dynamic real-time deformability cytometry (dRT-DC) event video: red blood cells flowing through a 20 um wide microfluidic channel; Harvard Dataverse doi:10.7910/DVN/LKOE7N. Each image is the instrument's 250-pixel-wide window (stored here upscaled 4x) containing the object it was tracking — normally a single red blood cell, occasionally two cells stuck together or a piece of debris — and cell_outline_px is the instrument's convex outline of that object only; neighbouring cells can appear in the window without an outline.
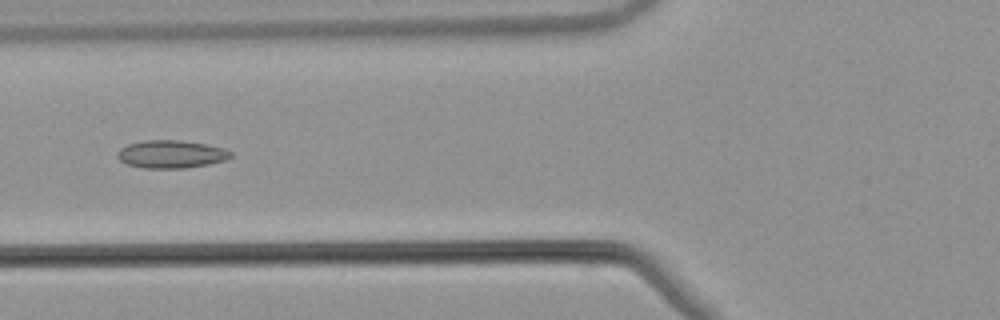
{"species": "common noctule bat (a hibernating species)", "species_latin": "Nyctalus noctula", "temperature_condition": "warm", "stored_images_in_passage": 46, "camera_frame_rate_fps": 3000, "um_per_image_px": 0.085, "animal": {"sex": "male", "body_mass_g": 21.5, "forearm_length_mm": 52.0}, "frame": {"image": 1, "passage_image": 14, "time_ms": 4.333, "image_size_px": [1000, 320], "cell_outline_px": [[232, 156], [228, 160], [208, 164], [184, 168], [144, 168], [128, 164], [120, 160], [116, 156], [116, 152], [120, 148], [128, 144], [144, 140], [180, 140], [208, 144], [224, 148], [232, 152]], "centroid_in_image_um": [14.56, 13.1], "position_along_channel_um": 111.2, "area_um2": 18.55}}
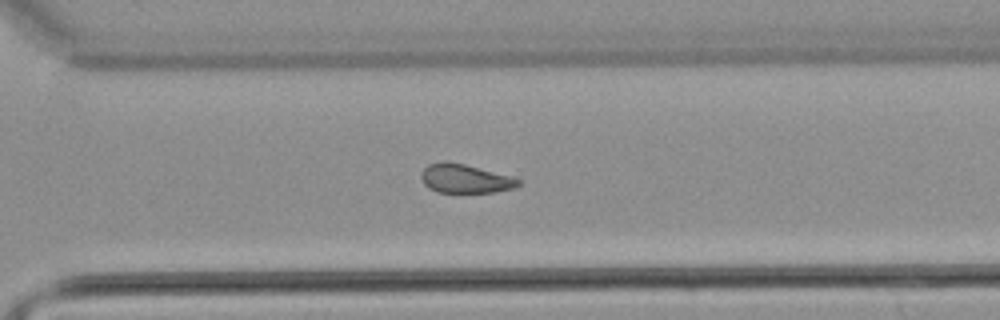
{"frame": {"image": 2, "passage_image": 31, "time_ms": 10.0, "image_size_px": [1000, 320], "cell_outline_px": [[520, 184], [512, 188], [496, 192], [436, 192], [428, 188], [424, 184], [420, 176], [420, 172], [428, 164], [464, 164], [512, 176], [520, 180]], "centroid_in_image_um": [39.54, 15.22], "position_along_channel_um": 331.1, "area_um2": 15.9}}
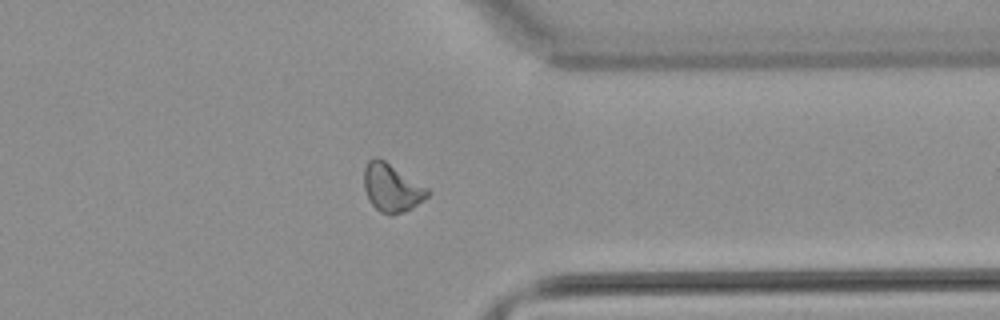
{"frame": {"image": 3, "passage_image": 35, "time_ms": 11.333, "image_size_px": [1000, 320], "cell_outline_px": [[432, 192], [428, 196], [412, 208], [392, 216], [380, 212], [368, 200], [364, 188], [364, 168], [368, 160], [376, 156], [384, 160], [428, 188]], "centroid_in_image_um": [33.28, 15.97], "position_along_channel_um": 378.1, "area_um2": 17.8}, "authors_computed_cell_mechanics": {"area_um2": 17.3978, "velocity_mm_per_s": 3.887, "shape_relaxation_time_tau1_ms": 10.1716, "shape_relaxation_time_tau2_ms": 2.982, "deformation_change_tau1": 0.1633, "deformation_change_tau2": 0.0743}}